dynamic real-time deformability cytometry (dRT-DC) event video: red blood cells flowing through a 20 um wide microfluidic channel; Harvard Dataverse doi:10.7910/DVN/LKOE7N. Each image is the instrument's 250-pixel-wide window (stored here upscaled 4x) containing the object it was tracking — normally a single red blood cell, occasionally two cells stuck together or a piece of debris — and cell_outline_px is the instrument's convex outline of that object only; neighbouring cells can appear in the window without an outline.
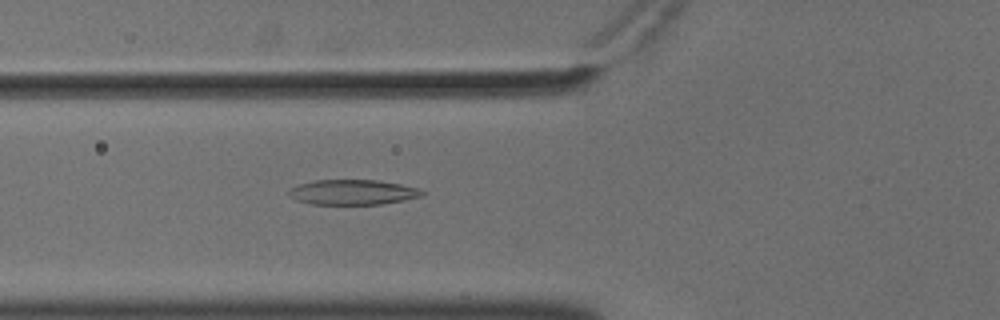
{"species": "common noctule bat (a hibernating species)", "species_latin": "Nyctalus noctula", "temperature_condition": "cold", "stored_images_in_passage": 57, "camera_frame_rate_fps": 3000, "um_per_image_px": 0.085, "animal": {"sex": "male", "body_mass_g": 18.8}, "frame": {"image": 1, "passage_image": 22, "time_ms": 7.0, "image_size_px": [1000, 320], "cell_outline_px": [[424, 196], [404, 200], [380, 204], [312, 204], [296, 200], [288, 196], [288, 192], [292, 188], [300, 184], [312, 180], [376, 180], [400, 184], [420, 188], [424, 192]], "centroid_in_image_um": [30.0, 16.33], "position_along_channel_um": 95.8, "area_um2": 19.48}}
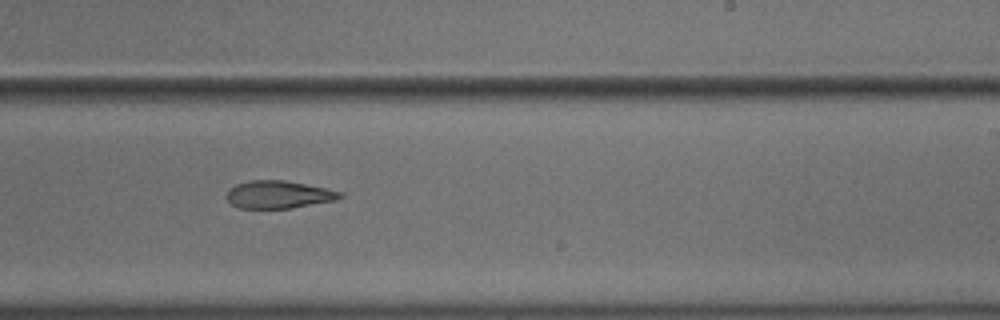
{"frame": {"image": 2, "passage_image": 36, "time_ms": 11.667, "image_size_px": [1000, 320], "cell_outline_px": [[344, 196], [336, 200], [292, 208], [240, 208], [232, 204], [228, 200], [228, 188], [236, 184], [248, 180], [284, 180], [324, 188], [340, 192]], "centroid_in_image_um": [23.66, 16.53], "position_along_channel_um": 265.3, "area_um2": 18.09}}
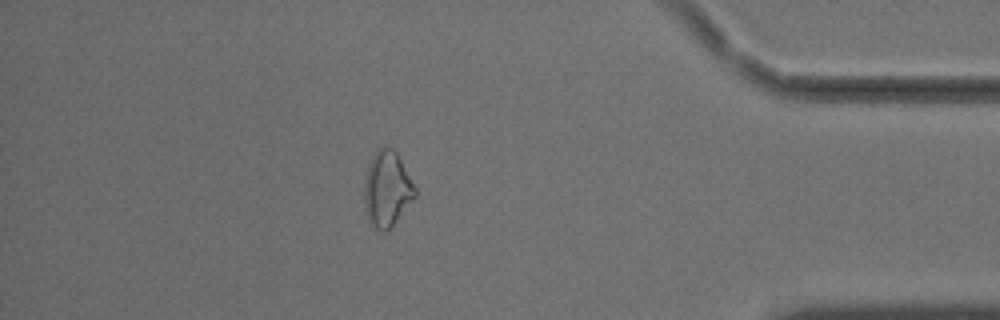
{"frame": {"image": 3, "passage_image": 50, "time_ms": 16.333, "image_size_px": [1000, 320], "cell_outline_px": [[416, 196], [388, 232], [384, 232], [376, 228], [372, 224], [368, 216], [364, 204], [364, 180], [368, 164], [376, 148], [384, 144], [392, 148], [396, 152], [416, 188]], "centroid_in_image_um": [32.89, 16.03], "position_along_channel_um": 402.3, "area_um2": 22.48}, "authors_computed_cell_mechanics": {"area_um2": 20.4612, "velocity_mm_per_s": 3.6183, "shape_relaxation_time_tau1_ms": 5.4138, "shape_relaxation_time_tau2_ms": 3.6844, "deformation_change_tau1": 0.1459, "deformation_change_tau2": 0.1077}}